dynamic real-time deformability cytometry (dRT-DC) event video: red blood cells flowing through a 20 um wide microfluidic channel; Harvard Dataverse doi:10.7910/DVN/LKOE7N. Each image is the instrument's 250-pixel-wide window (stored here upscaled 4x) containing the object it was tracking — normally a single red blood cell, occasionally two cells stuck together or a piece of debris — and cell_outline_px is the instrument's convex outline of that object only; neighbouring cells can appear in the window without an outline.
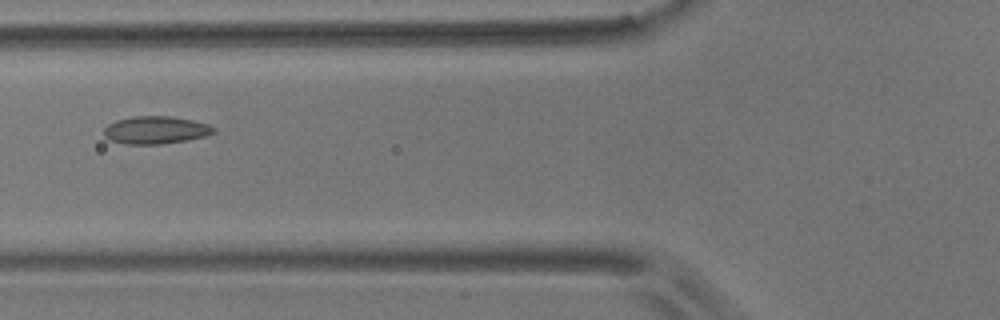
{"species": "common noctule bat (a hibernating species)", "species_latin": "Nyctalus noctula", "temperature_condition": "room temperature", "stored_images_in_passage": 7, "camera_frame_rate_fps": 3000, "um_per_image_px": 0.085, "animal": {"sex": "male", "body_mass_g": 17.9}, "frame": {"image": 1, "passage_image": 3, "time_ms": 2.333, "image_size_px": [1000, 320], "cell_outline_px": [[216, 132], [204, 136], [188, 140], [160, 144], [128, 144], [108, 140], [104, 136], [104, 128], [108, 124], [116, 120], [132, 116], [172, 116], [192, 120], [208, 124], [216, 128]], "centroid_in_image_um": [13.22, 11.05], "position_along_channel_um": 112.6, "area_um2": 17.8}}
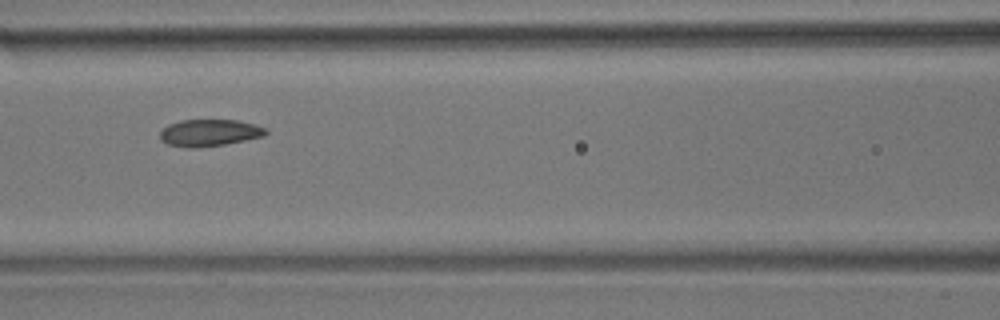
{"frame": {"image": 2, "passage_image": 4, "time_ms": 3.333, "image_size_px": [1000, 320], "cell_outline_px": [[268, 132], [264, 136], [224, 144], [196, 148], [184, 148], [168, 144], [160, 140], [160, 132], [168, 124], [180, 120], [236, 120], [252, 124], [264, 128]], "centroid_in_image_um": [17.74, 11.29], "position_along_channel_um": 148.9, "area_um2": 16.47}}
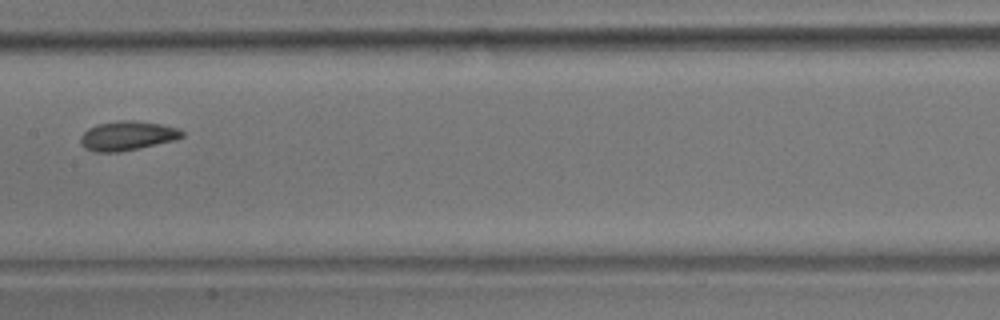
{"frame": {"image": 3, "passage_image": 5, "time_ms": 4.667, "image_size_px": [1000, 320], "cell_outline_px": [[184, 136], [176, 140], [140, 148], [120, 152], [92, 152], [84, 148], [80, 144], [80, 136], [88, 128], [96, 124], [116, 120], [136, 120], [160, 124], [180, 128], [184, 132]], "centroid_in_image_um": [10.81, 11.54], "position_along_channel_um": 196.6, "area_um2": 17.74}}